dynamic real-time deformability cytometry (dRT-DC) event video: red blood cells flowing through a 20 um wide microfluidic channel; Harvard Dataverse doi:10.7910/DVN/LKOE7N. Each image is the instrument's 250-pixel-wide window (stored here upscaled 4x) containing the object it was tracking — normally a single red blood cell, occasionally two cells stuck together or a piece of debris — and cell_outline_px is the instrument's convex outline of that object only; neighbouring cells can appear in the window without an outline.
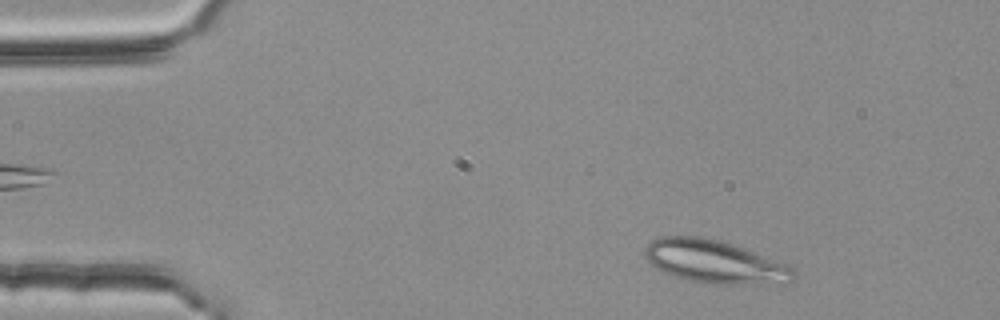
{"species": "common noctule bat (a hibernating species)", "species_latin": "Nyctalus noctula", "temperature_condition": "room temperature", "stored_images_in_passage": 46, "camera_frame_rate_fps": 3000, "um_per_image_px": 0.085, "animal": {"sex": "female", "body_mass_g": 25.1}, "frame": {"image": 1, "passage_image": 3, "time_ms": 0.667, "image_size_px": [1000, 320], "cell_outline_px": [[792, 284], [700, 284], [672, 276], [656, 268], [644, 256], [644, 248], [652, 240], [660, 236], [700, 236], [720, 240], [780, 264], [788, 268], [792, 272]], "centroid_in_image_um": [60.61, 22.27], "position_along_channel_um": 24.4, "area_um2": 36.7}}
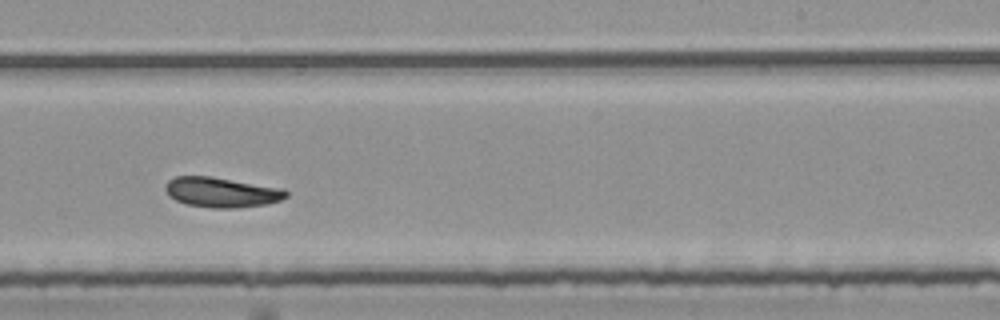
{"frame": {"image": 2, "passage_image": 29, "time_ms": 9.333, "image_size_px": [1000, 320], "cell_outline_px": [[288, 196], [280, 200], [268, 204], [236, 208], [212, 208], [184, 204], [168, 196], [164, 188], [168, 180], [176, 176], [208, 176], [284, 188], [288, 192]], "centroid_in_image_um": [18.82, 16.35], "position_along_channel_um": 270.2, "area_um2": 21.27}}
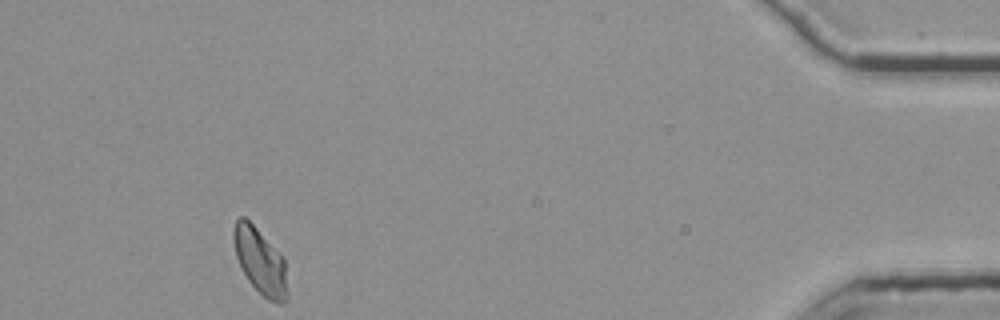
{"frame": {"image": 3, "passage_image": 46, "time_ms": 15.0, "image_size_px": [1000, 320], "cell_outline_px": [[288, 300], [284, 304], [280, 304], [268, 300], [248, 280], [236, 256], [232, 240], [232, 232], [236, 220], [240, 216], [244, 216], [284, 256], [288, 292]], "centroid_in_image_um": [22.14, 22.21], "position_along_channel_um": 413.1, "area_um2": 20.81}, "authors_computed_cell_mechanics": {"area_um2": 21.1259, "velocity_mm_per_s": 3.7174, "shape_relaxation_time_tau1_ms": null, "shape_relaxation_time_tau2_ms": 9.3581, "deformation_change_tau1": null, "deformation_change_tau2": 0.1609}}